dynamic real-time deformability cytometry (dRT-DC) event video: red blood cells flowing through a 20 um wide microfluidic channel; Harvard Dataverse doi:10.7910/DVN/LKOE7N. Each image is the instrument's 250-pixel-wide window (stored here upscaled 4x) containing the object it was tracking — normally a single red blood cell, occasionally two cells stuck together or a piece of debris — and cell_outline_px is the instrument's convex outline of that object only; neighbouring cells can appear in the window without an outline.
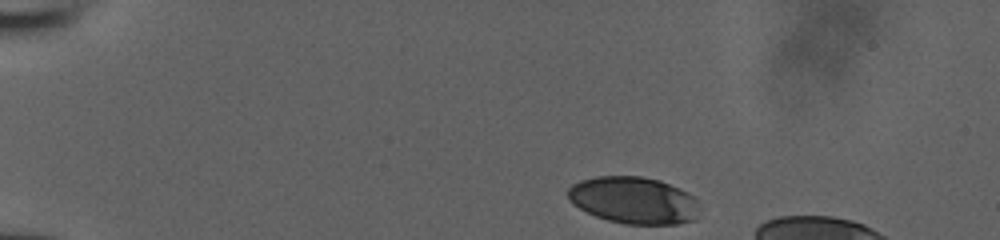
{"species": "human", "species_latin": "Homo sapiens", "temperature_condition": "room temperature", "stored_images_in_passage": 36, "camera_frame_rate_fps": 3000, "um_per_image_px": 0.085, "donor": {"sex": "male"}, "frame": {"image": 1, "passage_image": 1, "time_ms": 0.0, "image_size_px": [1000, 240], "cell_outline_px": [[696, 220], [676, 224], [624, 224], [608, 220], [596, 216], [572, 204], [568, 200], [568, 188], [572, 184], [580, 180], [596, 176], [640, 176], [660, 180], [680, 188], [688, 192], [696, 200]], "centroid_in_image_um": [53.83, 17.01], "position_along_channel_um": 31.2, "area_um2": 36.01}}
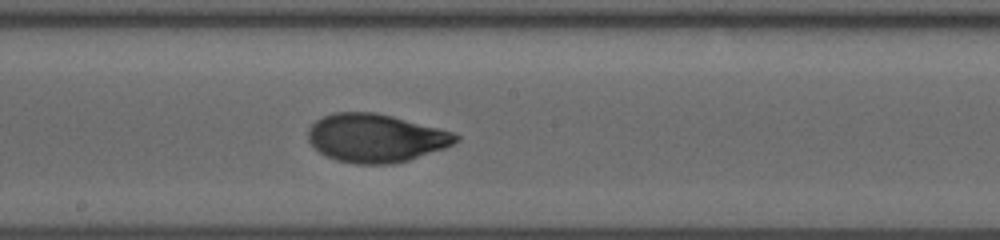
{"frame": {"image": 2, "passage_image": 21, "time_ms": 6.667, "image_size_px": [1000, 240], "cell_outline_px": [[460, 140], [444, 148], [408, 160], [392, 164], [356, 164], [336, 160], [320, 152], [308, 140], [308, 128], [316, 120], [332, 112], [376, 112], [392, 116], [452, 132], [460, 136]], "centroid_in_image_um": [31.92, 11.73], "position_along_channel_um": 216.3, "area_um2": 41.33}}
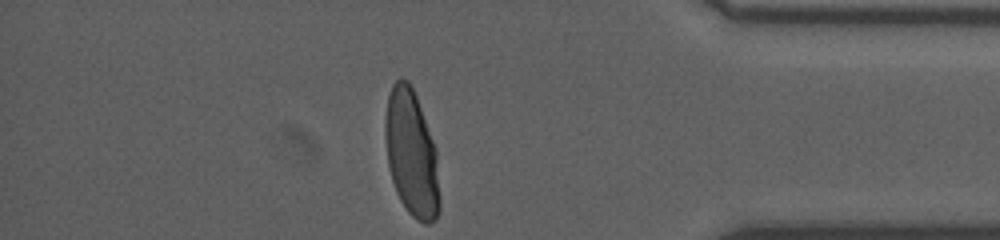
{"frame": {"image": 3, "passage_image": 36, "time_ms": 11.667, "image_size_px": [1000, 240], "cell_outline_px": [[440, 208], [436, 220], [428, 224], [424, 224], [412, 216], [408, 212], [400, 200], [396, 192], [392, 180], [388, 164], [384, 132], [384, 120], [388, 96], [392, 84], [400, 76], [408, 80], [416, 96], [436, 148], [440, 200]], "centroid_in_image_um": [34.97, 13.05], "position_along_channel_um": 400.2, "area_um2": 40.34}}